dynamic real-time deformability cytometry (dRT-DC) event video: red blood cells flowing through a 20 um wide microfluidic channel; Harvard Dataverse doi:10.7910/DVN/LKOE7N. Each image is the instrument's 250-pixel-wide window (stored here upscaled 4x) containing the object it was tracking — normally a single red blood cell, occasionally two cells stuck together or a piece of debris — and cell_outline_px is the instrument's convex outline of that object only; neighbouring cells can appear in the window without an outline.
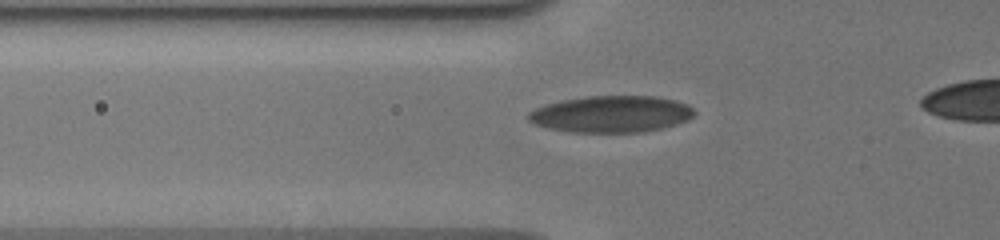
{"species": "human", "species_latin": "Homo sapiens", "temperature_condition": "cold", "stored_images_in_passage": 43, "camera_frame_rate_fps": 3000, "um_per_image_px": 0.085, "donor": {"sex": "male"}, "frame": {"image": 1, "passage_image": 15, "time_ms": 4.667, "image_size_px": [1000, 240], "cell_outline_px": [[696, 112], [688, 120], [676, 124], [644, 132], [568, 132], [548, 128], [532, 124], [524, 116], [528, 112], [544, 104], [560, 100], [588, 96], [656, 96], [676, 100], [688, 104]], "centroid_in_image_um": [51.91, 9.69], "position_along_channel_um": 73.9, "area_um2": 35.84}}
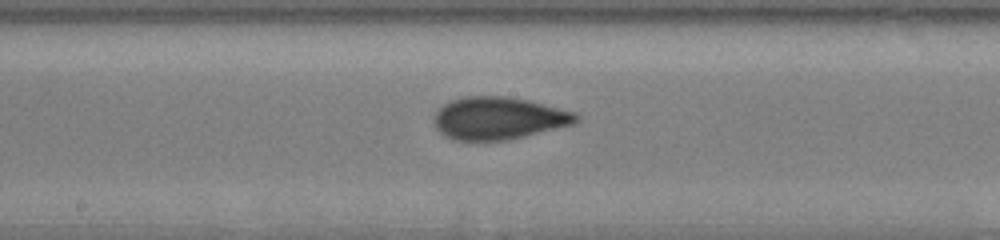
{"frame": {"image": 2, "passage_image": 25, "time_ms": 8.0, "image_size_px": [1000, 240], "cell_outline_px": [[580, 120], [572, 124], [508, 140], [452, 140], [444, 136], [436, 128], [432, 120], [436, 112], [444, 104], [452, 100], [464, 96], [504, 96], [528, 100], [576, 112], [580, 116]], "centroid_in_image_um": [42.36, 10.05], "position_along_channel_um": 205.8, "area_um2": 35.14}}
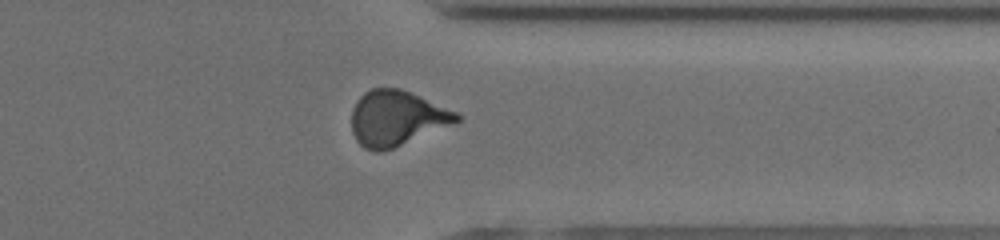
{"frame": {"image": 3, "passage_image": 38, "time_ms": 12.333, "image_size_px": [1000, 240], "cell_outline_px": [[460, 120], [456, 124], [392, 148], [380, 152], [376, 152], [364, 148], [356, 140], [352, 132], [352, 108], [356, 100], [364, 92], [372, 88], [400, 88], [456, 112], [460, 116]], "centroid_in_image_um": [33.7, 10.06], "position_along_channel_um": 377.7, "area_um2": 33.76}}